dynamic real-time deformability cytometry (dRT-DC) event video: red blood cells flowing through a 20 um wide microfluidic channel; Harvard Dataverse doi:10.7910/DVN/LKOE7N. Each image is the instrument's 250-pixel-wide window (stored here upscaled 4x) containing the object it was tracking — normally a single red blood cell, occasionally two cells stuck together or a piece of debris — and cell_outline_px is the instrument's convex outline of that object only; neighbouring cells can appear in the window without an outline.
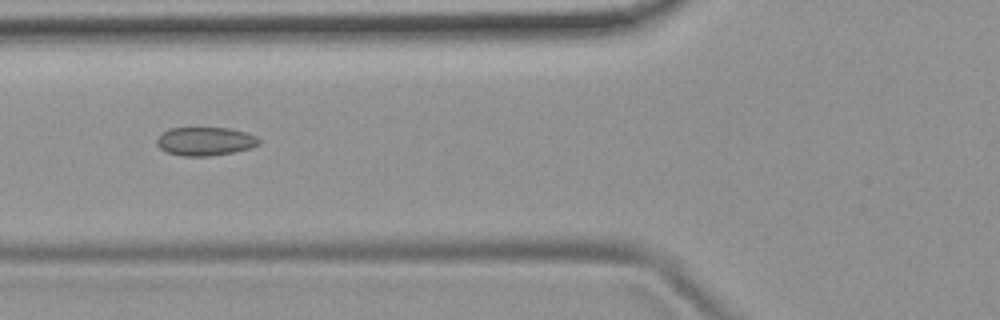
{"species": "common noctule bat (a hibernating species)", "species_latin": "Nyctalus noctula", "temperature_condition": "room temperature", "stored_images_in_passage": 7, "camera_frame_rate_fps": 3000, "um_per_image_px": 0.085, "animal": {"sex": "female", "body_mass_g": 19.9}, "frame": {"image": 1, "passage_image": 6, "time_ms": 5.667, "image_size_px": [1000, 320], "cell_outline_px": [[260, 144], [252, 148], [212, 156], [180, 156], [168, 152], [160, 148], [156, 144], [156, 140], [168, 128], [228, 128], [244, 132], [256, 136], [260, 140]], "centroid_in_image_um": [17.45, 12.02], "position_along_channel_um": 108.4, "area_um2": 16.94}}
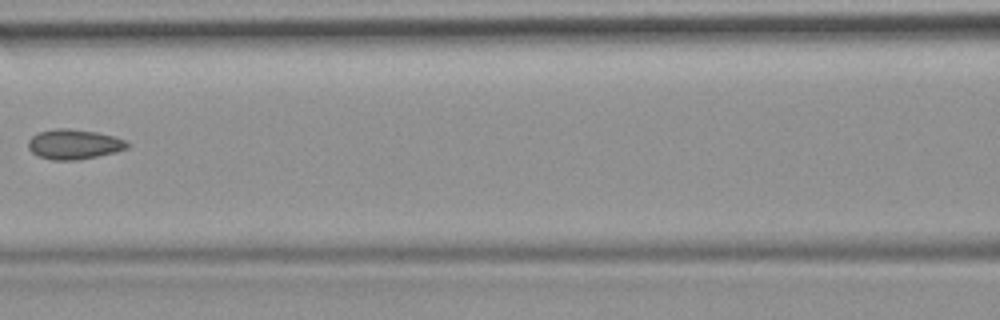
{"frame": {"image": 2, "passage_image": 7, "time_ms": 7.0, "image_size_px": [1000, 320], "cell_outline_px": [[128, 148], [116, 152], [80, 160], [52, 160], [40, 156], [32, 152], [28, 148], [28, 140], [32, 136], [40, 132], [56, 128], [68, 128], [96, 132], [112, 136], [124, 140], [128, 144]], "centroid_in_image_um": [6.28, 12.27], "position_along_channel_um": 160.3, "area_um2": 17.17}}